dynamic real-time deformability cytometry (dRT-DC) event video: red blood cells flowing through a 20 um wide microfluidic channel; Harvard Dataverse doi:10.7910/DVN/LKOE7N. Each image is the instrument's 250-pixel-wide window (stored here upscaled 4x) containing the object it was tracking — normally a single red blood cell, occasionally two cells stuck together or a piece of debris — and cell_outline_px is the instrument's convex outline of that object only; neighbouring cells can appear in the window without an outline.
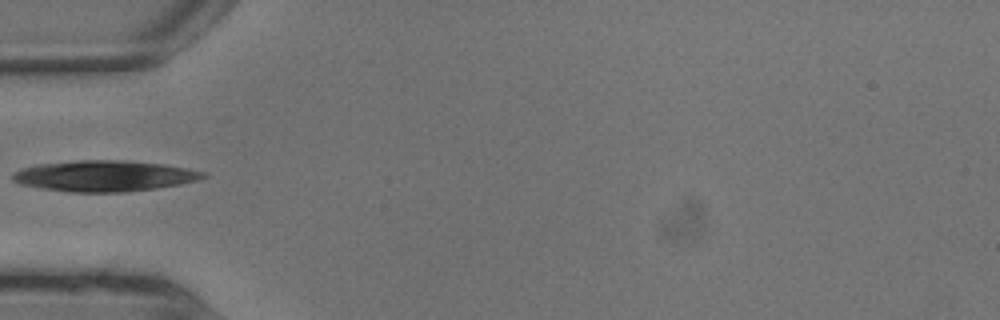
{"species": "common noctule bat (a hibernating species)", "species_latin": "Nyctalus noctula", "temperature_condition": "warm", "stored_images_in_passage": 18, "camera_frame_rate_fps": 3000, "um_per_image_px": 0.085, "animal": {"sex": "male", "body_mass_g": 13.3}, "frame": {"image": 1, "passage_image": 6, "time_ms": 1.667, "image_size_px": [1000, 320], "cell_outline_px": [[156, 168], [148, 184], [132, 188], [64, 188], [48, 184], [28, 176], [52, 168], [68, 164], [136, 164]], "centroid_in_image_um": [8.23, 14.95], "position_along_channel_um": 76.8, "area_um2": 17.98}}
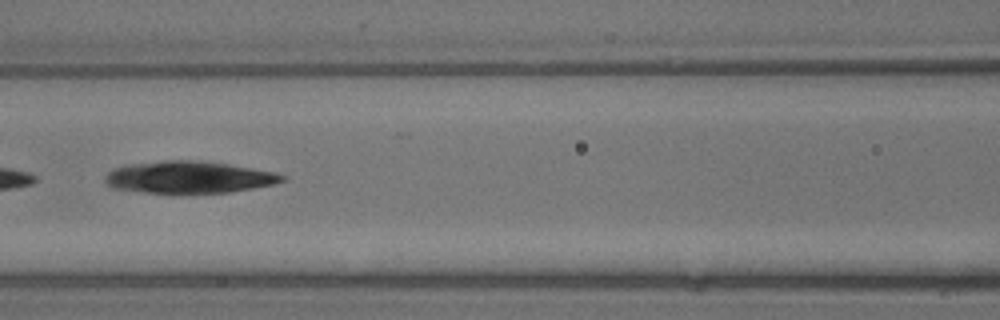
{"frame": {"image": 2, "passage_image": 8, "time_ms": 2.333, "image_size_px": [1000, 320], "cell_outline_px": [[276, 180], [256, 184], [232, 188], [148, 188], [120, 180], [116, 176], [128, 172], [164, 164], [188, 164], [228, 168], [276, 176]], "centroid_in_image_um": [16.42, 15.05], "position_along_channel_um": 150.2, "area_um2": 20.17}}